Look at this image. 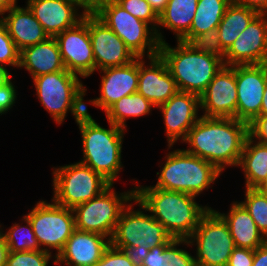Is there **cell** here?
Returning a JSON list of instances; mask_svg holds the SVG:
<instances>
[{"label":"cell","instance_id":"obj_34","mask_svg":"<svg viewBox=\"0 0 267 266\" xmlns=\"http://www.w3.org/2000/svg\"><path fill=\"white\" fill-rule=\"evenodd\" d=\"M180 245L189 247L190 243L188 239H173L165 247L164 266H193L194 256Z\"/></svg>","mask_w":267,"mask_h":266},{"label":"cell","instance_id":"obj_27","mask_svg":"<svg viewBox=\"0 0 267 266\" xmlns=\"http://www.w3.org/2000/svg\"><path fill=\"white\" fill-rule=\"evenodd\" d=\"M237 167L244 172L245 188H256L267 175V144L248 136Z\"/></svg>","mask_w":267,"mask_h":266},{"label":"cell","instance_id":"obj_16","mask_svg":"<svg viewBox=\"0 0 267 266\" xmlns=\"http://www.w3.org/2000/svg\"><path fill=\"white\" fill-rule=\"evenodd\" d=\"M235 66H223L200 95L204 117L237 119Z\"/></svg>","mask_w":267,"mask_h":266},{"label":"cell","instance_id":"obj_2","mask_svg":"<svg viewBox=\"0 0 267 266\" xmlns=\"http://www.w3.org/2000/svg\"><path fill=\"white\" fill-rule=\"evenodd\" d=\"M135 184V199L174 239H188L211 208L200 205L196 196L187 193Z\"/></svg>","mask_w":267,"mask_h":266},{"label":"cell","instance_id":"obj_31","mask_svg":"<svg viewBox=\"0 0 267 266\" xmlns=\"http://www.w3.org/2000/svg\"><path fill=\"white\" fill-rule=\"evenodd\" d=\"M25 222V226L22 223ZM22 223H14L2 233L9 248V252L37 251L42 250L33 232L30 220L24 215Z\"/></svg>","mask_w":267,"mask_h":266},{"label":"cell","instance_id":"obj_50","mask_svg":"<svg viewBox=\"0 0 267 266\" xmlns=\"http://www.w3.org/2000/svg\"><path fill=\"white\" fill-rule=\"evenodd\" d=\"M16 6L17 0H0V14Z\"/></svg>","mask_w":267,"mask_h":266},{"label":"cell","instance_id":"obj_12","mask_svg":"<svg viewBox=\"0 0 267 266\" xmlns=\"http://www.w3.org/2000/svg\"><path fill=\"white\" fill-rule=\"evenodd\" d=\"M32 208L25 216L32 224L40 248L51 253L56 250L57 256L76 230L73 210L52 199L51 203L41 199Z\"/></svg>","mask_w":267,"mask_h":266},{"label":"cell","instance_id":"obj_35","mask_svg":"<svg viewBox=\"0 0 267 266\" xmlns=\"http://www.w3.org/2000/svg\"><path fill=\"white\" fill-rule=\"evenodd\" d=\"M20 51L9 36L6 24L0 18V66L19 69Z\"/></svg>","mask_w":267,"mask_h":266},{"label":"cell","instance_id":"obj_52","mask_svg":"<svg viewBox=\"0 0 267 266\" xmlns=\"http://www.w3.org/2000/svg\"><path fill=\"white\" fill-rule=\"evenodd\" d=\"M255 189L261 194L267 196V175Z\"/></svg>","mask_w":267,"mask_h":266},{"label":"cell","instance_id":"obj_53","mask_svg":"<svg viewBox=\"0 0 267 266\" xmlns=\"http://www.w3.org/2000/svg\"><path fill=\"white\" fill-rule=\"evenodd\" d=\"M259 65L263 68L264 73L267 76V53L263 56V59Z\"/></svg>","mask_w":267,"mask_h":266},{"label":"cell","instance_id":"obj_28","mask_svg":"<svg viewBox=\"0 0 267 266\" xmlns=\"http://www.w3.org/2000/svg\"><path fill=\"white\" fill-rule=\"evenodd\" d=\"M230 0H198L190 31L180 40L190 43L196 36L217 28Z\"/></svg>","mask_w":267,"mask_h":266},{"label":"cell","instance_id":"obj_18","mask_svg":"<svg viewBox=\"0 0 267 266\" xmlns=\"http://www.w3.org/2000/svg\"><path fill=\"white\" fill-rule=\"evenodd\" d=\"M26 4L49 37L76 26L87 13L76 0H27Z\"/></svg>","mask_w":267,"mask_h":266},{"label":"cell","instance_id":"obj_21","mask_svg":"<svg viewBox=\"0 0 267 266\" xmlns=\"http://www.w3.org/2000/svg\"><path fill=\"white\" fill-rule=\"evenodd\" d=\"M145 59V57H139L137 92L157 108L174 96L178 92V88L165 61L159 54L148 57L149 63H146Z\"/></svg>","mask_w":267,"mask_h":266},{"label":"cell","instance_id":"obj_48","mask_svg":"<svg viewBox=\"0 0 267 266\" xmlns=\"http://www.w3.org/2000/svg\"><path fill=\"white\" fill-rule=\"evenodd\" d=\"M78 1L87 11H93L99 4L106 0H76Z\"/></svg>","mask_w":267,"mask_h":266},{"label":"cell","instance_id":"obj_11","mask_svg":"<svg viewBox=\"0 0 267 266\" xmlns=\"http://www.w3.org/2000/svg\"><path fill=\"white\" fill-rule=\"evenodd\" d=\"M188 241L196 246L194 262L203 266H227L235 248L227 223L212 208L201 217Z\"/></svg>","mask_w":267,"mask_h":266},{"label":"cell","instance_id":"obj_20","mask_svg":"<svg viewBox=\"0 0 267 266\" xmlns=\"http://www.w3.org/2000/svg\"><path fill=\"white\" fill-rule=\"evenodd\" d=\"M101 86L99 97L88 102L106 112L124 96L137 92L139 80V57L131 63L99 70ZM103 73V74H102Z\"/></svg>","mask_w":267,"mask_h":266},{"label":"cell","instance_id":"obj_44","mask_svg":"<svg viewBox=\"0 0 267 266\" xmlns=\"http://www.w3.org/2000/svg\"><path fill=\"white\" fill-rule=\"evenodd\" d=\"M230 3L253 9L259 14H267V0H230Z\"/></svg>","mask_w":267,"mask_h":266},{"label":"cell","instance_id":"obj_39","mask_svg":"<svg viewBox=\"0 0 267 266\" xmlns=\"http://www.w3.org/2000/svg\"><path fill=\"white\" fill-rule=\"evenodd\" d=\"M12 79L0 87V116L10 111L17 100V90Z\"/></svg>","mask_w":267,"mask_h":266},{"label":"cell","instance_id":"obj_6","mask_svg":"<svg viewBox=\"0 0 267 266\" xmlns=\"http://www.w3.org/2000/svg\"><path fill=\"white\" fill-rule=\"evenodd\" d=\"M70 71H58L33 78L37 98L54 122L61 125L68 112L77 121L86 113L87 88L81 77Z\"/></svg>","mask_w":267,"mask_h":266},{"label":"cell","instance_id":"obj_49","mask_svg":"<svg viewBox=\"0 0 267 266\" xmlns=\"http://www.w3.org/2000/svg\"><path fill=\"white\" fill-rule=\"evenodd\" d=\"M12 77L7 67L0 66V87L8 83Z\"/></svg>","mask_w":267,"mask_h":266},{"label":"cell","instance_id":"obj_10","mask_svg":"<svg viewBox=\"0 0 267 266\" xmlns=\"http://www.w3.org/2000/svg\"><path fill=\"white\" fill-rule=\"evenodd\" d=\"M132 203L140 208L134 210ZM145 212L146 209L136 199L128 204L110 240L113 247L139 246L141 249H152L158 245H168L174 239L160 222Z\"/></svg>","mask_w":267,"mask_h":266},{"label":"cell","instance_id":"obj_1","mask_svg":"<svg viewBox=\"0 0 267 266\" xmlns=\"http://www.w3.org/2000/svg\"><path fill=\"white\" fill-rule=\"evenodd\" d=\"M248 136L249 124L236 118L201 116L181 143L189 145L185 151L223 172L226 166H238Z\"/></svg>","mask_w":267,"mask_h":266},{"label":"cell","instance_id":"obj_24","mask_svg":"<svg viewBox=\"0 0 267 266\" xmlns=\"http://www.w3.org/2000/svg\"><path fill=\"white\" fill-rule=\"evenodd\" d=\"M19 68L27 70L32 79L66 70L56 38L48 37L45 41L20 51Z\"/></svg>","mask_w":267,"mask_h":266},{"label":"cell","instance_id":"obj_19","mask_svg":"<svg viewBox=\"0 0 267 266\" xmlns=\"http://www.w3.org/2000/svg\"><path fill=\"white\" fill-rule=\"evenodd\" d=\"M267 53V14H258L225 52V66L257 65Z\"/></svg>","mask_w":267,"mask_h":266},{"label":"cell","instance_id":"obj_7","mask_svg":"<svg viewBox=\"0 0 267 266\" xmlns=\"http://www.w3.org/2000/svg\"><path fill=\"white\" fill-rule=\"evenodd\" d=\"M135 199V188L119 193L111 184L93 199L72 210L76 230L101 234L111 240L122 211Z\"/></svg>","mask_w":267,"mask_h":266},{"label":"cell","instance_id":"obj_55","mask_svg":"<svg viewBox=\"0 0 267 266\" xmlns=\"http://www.w3.org/2000/svg\"><path fill=\"white\" fill-rule=\"evenodd\" d=\"M193 266H203V265H200L198 263H194Z\"/></svg>","mask_w":267,"mask_h":266},{"label":"cell","instance_id":"obj_45","mask_svg":"<svg viewBox=\"0 0 267 266\" xmlns=\"http://www.w3.org/2000/svg\"><path fill=\"white\" fill-rule=\"evenodd\" d=\"M252 266H267V241L254 250Z\"/></svg>","mask_w":267,"mask_h":266},{"label":"cell","instance_id":"obj_14","mask_svg":"<svg viewBox=\"0 0 267 266\" xmlns=\"http://www.w3.org/2000/svg\"><path fill=\"white\" fill-rule=\"evenodd\" d=\"M88 28L95 71L124 66L137 58L124 41L92 11H88Z\"/></svg>","mask_w":267,"mask_h":266},{"label":"cell","instance_id":"obj_54","mask_svg":"<svg viewBox=\"0 0 267 266\" xmlns=\"http://www.w3.org/2000/svg\"><path fill=\"white\" fill-rule=\"evenodd\" d=\"M2 233H3V229H2V225L0 224V239L3 237Z\"/></svg>","mask_w":267,"mask_h":266},{"label":"cell","instance_id":"obj_38","mask_svg":"<svg viewBox=\"0 0 267 266\" xmlns=\"http://www.w3.org/2000/svg\"><path fill=\"white\" fill-rule=\"evenodd\" d=\"M95 266H134V264L129 260L124 250L115 248L110 244Z\"/></svg>","mask_w":267,"mask_h":266},{"label":"cell","instance_id":"obj_36","mask_svg":"<svg viewBox=\"0 0 267 266\" xmlns=\"http://www.w3.org/2000/svg\"><path fill=\"white\" fill-rule=\"evenodd\" d=\"M127 12L134 17L149 24L155 31L159 22V16L146 0H115Z\"/></svg>","mask_w":267,"mask_h":266},{"label":"cell","instance_id":"obj_3","mask_svg":"<svg viewBox=\"0 0 267 266\" xmlns=\"http://www.w3.org/2000/svg\"><path fill=\"white\" fill-rule=\"evenodd\" d=\"M76 123L82 138L83 157L79 162L89 166L114 184L124 168L121 160L126 130L109 121V129L103 128L89 114L87 105L86 113Z\"/></svg>","mask_w":267,"mask_h":266},{"label":"cell","instance_id":"obj_15","mask_svg":"<svg viewBox=\"0 0 267 266\" xmlns=\"http://www.w3.org/2000/svg\"><path fill=\"white\" fill-rule=\"evenodd\" d=\"M200 96L194 93L178 91L168 101L157 107L162 114L168 149L180 139L183 142L189 130L200 119Z\"/></svg>","mask_w":267,"mask_h":266},{"label":"cell","instance_id":"obj_41","mask_svg":"<svg viewBox=\"0 0 267 266\" xmlns=\"http://www.w3.org/2000/svg\"><path fill=\"white\" fill-rule=\"evenodd\" d=\"M254 250L235 247L230 255L227 266H252Z\"/></svg>","mask_w":267,"mask_h":266},{"label":"cell","instance_id":"obj_13","mask_svg":"<svg viewBox=\"0 0 267 266\" xmlns=\"http://www.w3.org/2000/svg\"><path fill=\"white\" fill-rule=\"evenodd\" d=\"M65 69L88 78L95 72V59L88 28V11L76 26L56 37Z\"/></svg>","mask_w":267,"mask_h":266},{"label":"cell","instance_id":"obj_25","mask_svg":"<svg viewBox=\"0 0 267 266\" xmlns=\"http://www.w3.org/2000/svg\"><path fill=\"white\" fill-rule=\"evenodd\" d=\"M229 212L215 210L227 223L235 247L255 250L267 239L259 231L253 218L239 201L230 204Z\"/></svg>","mask_w":267,"mask_h":266},{"label":"cell","instance_id":"obj_51","mask_svg":"<svg viewBox=\"0 0 267 266\" xmlns=\"http://www.w3.org/2000/svg\"><path fill=\"white\" fill-rule=\"evenodd\" d=\"M259 116H267V84L264 89L263 100Z\"/></svg>","mask_w":267,"mask_h":266},{"label":"cell","instance_id":"obj_26","mask_svg":"<svg viewBox=\"0 0 267 266\" xmlns=\"http://www.w3.org/2000/svg\"><path fill=\"white\" fill-rule=\"evenodd\" d=\"M198 0H169L164 11L159 15L156 36L159 43L165 39L160 32V27L169 29L175 35L176 41H180L191 28L195 16Z\"/></svg>","mask_w":267,"mask_h":266},{"label":"cell","instance_id":"obj_8","mask_svg":"<svg viewBox=\"0 0 267 266\" xmlns=\"http://www.w3.org/2000/svg\"><path fill=\"white\" fill-rule=\"evenodd\" d=\"M92 12L124 41L136 57L148 58L159 54L160 43L156 31L115 0H106Z\"/></svg>","mask_w":267,"mask_h":266},{"label":"cell","instance_id":"obj_46","mask_svg":"<svg viewBox=\"0 0 267 266\" xmlns=\"http://www.w3.org/2000/svg\"><path fill=\"white\" fill-rule=\"evenodd\" d=\"M159 16L167 6L169 0H146Z\"/></svg>","mask_w":267,"mask_h":266},{"label":"cell","instance_id":"obj_29","mask_svg":"<svg viewBox=\"0 0 267 266\" xmlns=\"http://www.w3.org/2000/svg\"><path fill=\"white\" fill-rule=\"evenodd\" d=\"M258 14L257 11L245 6L229 4L217 27L220 42L225 52Z\"/></svg>","mask_w":267,"mask_h":266},{"label":"cell","instance_id":"obj_40","mask_svg":"<svg viewBox=\"0 0 267 266\" xmlns=\"http://www.w3.org/2000/svg\"><path fill=\"white\" fill-rule=\"evenodd\" d=\"M249 136L257 142L267 144V116H257L249 124Z\"/></svg>","mask_w":267,"mask_h":266},{"label":"cell","instance_id":"obj_9","mask_svg":"<svg viewBox=\"0 0 267 266\" xmlns=\"http://www.w3.org/2000/svg\"><path fill=\"white\" fill-rule=\"evenodd\" d=\"M52 200L73 209L101 194L111 183L89 166L76 162L52 168Z\"/></svg>","mask_w":267,"mask_h":266},{"label":"cell","instance_id":"obj_42","mask_svg":"<svg viewBox=\"0 0 267 266\" xmlns=\"http://www.w3.org/2000/svg\"><path fill=\"white\" fill-rule=\"evenodd\" d=\"M166 246L167 245H158L150 249L143 260L142 266H164Z\"/></svg>","mask_w":267,"mask_h":266},{"label":"cell","instance_id":"obj_47","mask_svg":"<svg viewBox=\"0 0 267 266\" xmlns=\"http://www.w3.org/2000/svg\"><path fill=\"white\" fill-rule=\"evenodd\" d=\"M8 253H9V248L4 238L2 237L0 239V266H6Z\"/></svg>","mask_w":267,"mask_h":266},{"label":"cell","instance_id":"obj_43","mask_svg":"<svg viewBox=\"0 0 267 266\" xmlns=\"http://www.w3.org/2000/svg\"><path fill=\"white\" fill-rule=\"evenodd\" d=\"M124 250L128 255L129 260L134 266H142L144 258L147 256L150 249H141L139 246L134 247H115Z\"/></svg>","mask_w":267,"mask_h":266},{"label":"cell","instance_id":"obj_22","mask_svg":"<svg viewBox=\"0 0 267 266\" xmlns=\"http://www.w3.org/2000/svg\"><path fill=\"white\" fill-rule=\"evenodd\" d=\"M110 244V239L101 234L75 230L52 263L56 266H95Z\"/></svg>","mask_w":267,"mask_h":266},{"label":"cell","instance_id":"obj_17","mask_svg":"<svg viewBox=\"0 0 267 266\" xmlns=\"http://www.w3.org/2000/svg\"><path fill=\"white\" fill-rule=\"evenodd\" d=\"M237 120L250 124L260 114L267 76L257 65H235Z\"/></svg>","mask_w":267,"mask_h":266},{"label":"cell","instance_id":"obj_30","mask_svg":"<svg viewBox=\"0 0 267 266\" xmlns=\"http://www.w3.org/2000/svg\"><path fill=\"white\" fill-rule=\"evenodd\" d=\"M153 108L155 106L149 100L140 93L135 92L121 98L105 114L107 121L126 130L128 127L126 124L127 119L146 116L152 113L151 109Z\"/></svg>","mask_w":267,"mask_h":266},{"label":"cell","instance_id":"obj_32","mask_svg":"<svg viewBox=\"0 0 267 266\" xmlns=\"http://www.w3.org/2000/svg\"><path fill=\"white\" fill-rule=\"evenodd\" d=\"M253 218L259 231L267 239V196L255 188H245L244 201H240Z\"/></svg>","mask_w":267,"mask_h":266},{"label":"cell","instance_id":"obj_4","mask_svg":"<svg viewBox=\"0 0 267 266\" xmlns=\"http://www.w3.org/2000/svg\"><path fill=\"white\" fill-rule=\"evenodd\" d=\"M175 47L160 44L159 55L165 61L178 91L200 96L224 66L216 54L196 50L190 43L177 41Z\"/></svg>","mask_w":267,"mask_h":266},{"label":"cell","instance_id":"obj_5","mask_svg":"<svg viewBox=\"0 0 267 266\" xmlns=\"http://www.w3.org/2000/svg\"><path fill=\"white\" fill-rule=\"evenodd\" d=\"M165 163L157 172L158 179L152 187L199 196L208 190L222 172L212 163L194 156L184 149L166 153Z\"/></svg>","mask_w":267,"mask_h":266},{"label":"cell","instance_id":"obj_23","mask_svg":"<svg viewBox=\"0 0 267 266\" xmlns=\"http://www.w3.org/2000/svg\"><path fill=\"white\" fill-rule=\"evenodd\" d=\"M0 18L6 24L9 36L19 51L43 42L49 37L27 5L13 7L3 12Z\"/></svg>","mask_w":267,"mask_h":266},{"label":"cell","instance_id":"obj_37","mask_svg":"<svg viewBox=\"0 0 267 266\" xmlns=\"http://www.w3.org/2000/svg\"><path fill=\"white\" fill-rule=\"evenodd\" d=\"M190 44L198 51L213 53L222 59L225 56V51L220 42L218 28L208 30L206 33L196 36Z\"/></svg>","mask_w":267,"mask_h":266},{"label":"cell","instance_id":"obj_33","mask_svg":"<svg viewBox=\"0 0 267 266\" xmlns=\"http://www.w3.org/2000/svg\"><path fill=\"white\" fill-rule=\"evenodd\" d=\"M56 260V255L44 250L9 252L6 266H48L49 261Z\"/></svg>","mask_w":267,"mask_h":266}]
</instances>
